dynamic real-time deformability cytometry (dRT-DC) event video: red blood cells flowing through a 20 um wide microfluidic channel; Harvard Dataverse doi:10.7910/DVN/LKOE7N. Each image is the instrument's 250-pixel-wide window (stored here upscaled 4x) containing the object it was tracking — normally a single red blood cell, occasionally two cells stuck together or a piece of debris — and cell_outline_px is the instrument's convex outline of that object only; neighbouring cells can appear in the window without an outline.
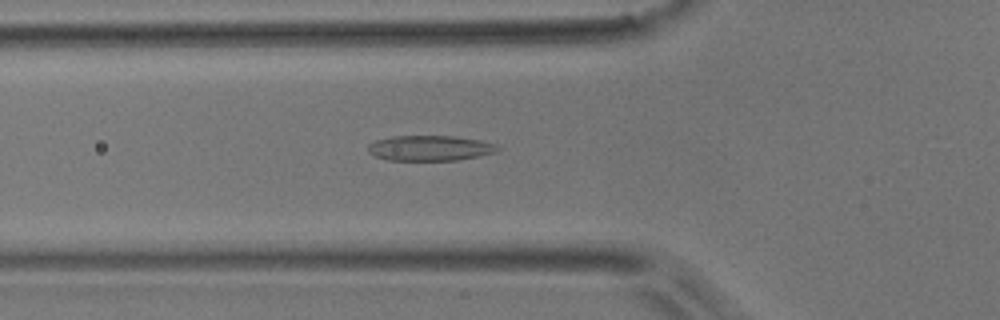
{"species": "common noctule bat (a hibernating species)", "species_latin": "Nyctalus noctula", "temperature_condition": "room temperature", "stored_images_in_passage": 50, "camera_frame_rate_fps": 3000, "um_per_image_px": 0.085, "animal": {"sex": "male", "body_mass_g": 17.9}, "frame": {"image": 1, "passage_image": 17, "time_ms": 5.333, "image_size_px": [1000, 320], "cell_outline_px": [[500, 148], [496, 152], [480, 156], [456, 160], [388, 160], [376, 156], [368, 152], [368, 144], [376, 140], [392, 136], [456, 136], [480, 140], [500, 144]], "centroid_in_image_um": [36.59, 12.58], "position_along_channel_um": 89.2, "area_um2": 19.25}}
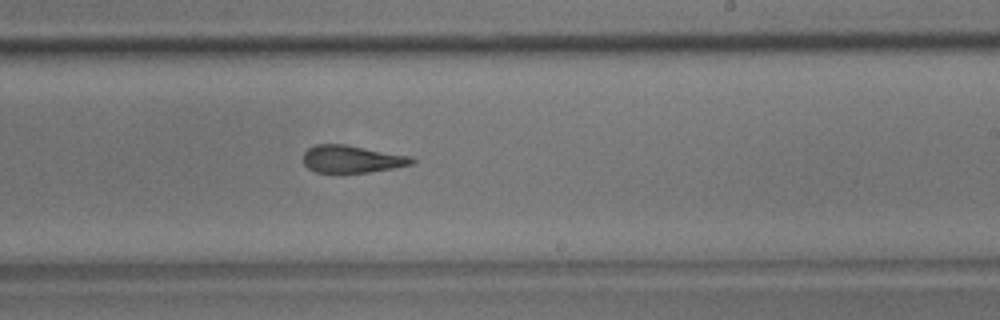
{"frame": {"image": 2, "passage_image": 30, "time_ms": 9.667, "image_size_px": [1000, 320], "cell_outline_px": [[416, 160], [412, 164], [392, 168], [368, 172], [340, 176], [316, 172], [308, 168], [304, 164], [304, 152], [308, 148], [316, 144], [344, 144], [412, 156]], "centroid_in_image_um": [29.87, 13.56], "position_along_channel_um": 259.1, "area_um2": 17.98}}
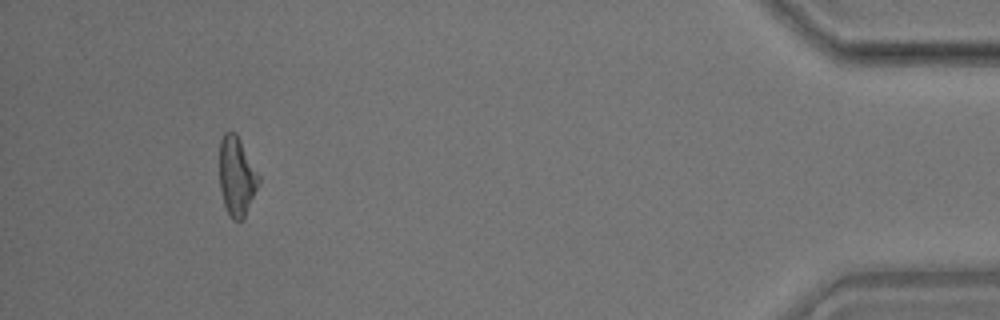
{"frame": {"image": 3, "passage_image": 47, "time_ms": 15.333, "image_size_px": [1000, 320], "cell_outline_px": [[260, 184], [244, 220], [232, 220], [224, 204], [220, 188], [220, 140], [224, 132], [236, 132], [260, 176]], "centroid_in_image_um": [20.14, 15.01], "position_along_channel_um": 415.1, "area_um2": 18.26}, "authors_computed_cell_mechanics": {"area_um2": 18.6116, "velocity_mm_per_s": 3.9173, "shape_relaxation_time_tau1_ms": 6.9289, "shape_relaxation_time_tau2_ms": 1.958, "deformation_change_tau1": 0.1739, "deformation_change_tau2": 0.1193}}